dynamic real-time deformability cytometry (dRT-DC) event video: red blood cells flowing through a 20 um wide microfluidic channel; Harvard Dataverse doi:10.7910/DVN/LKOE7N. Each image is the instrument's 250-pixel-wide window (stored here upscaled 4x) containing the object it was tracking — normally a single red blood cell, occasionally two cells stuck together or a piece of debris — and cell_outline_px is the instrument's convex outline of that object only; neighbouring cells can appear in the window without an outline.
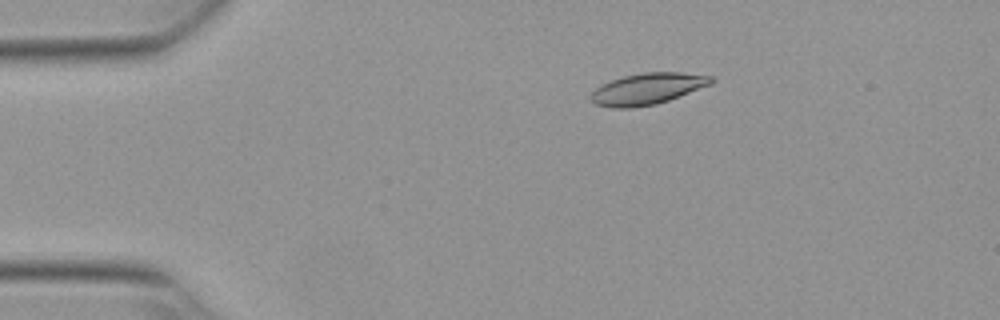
{"species": "Egyptian fruit bat (a non-hibernating species)", "species_latin": "Rousettus aegyptiacus", "temperature_condition": "warm", "stored_images_in_passage": 54, "camera_frame_rate_fps": 3000, "um_per_image_px": 0.085, "animal": {"sex": "female"}, "frame": {"image": 1, "passage_image": 10, "time_ms": 3.0, "image_size_px": [1000, 320], "cell_outline_px": [[716, 80], [712, 84], [668, 100], [656, 104], [632, 108], [612, 108], [596, 104], [588, 96], [600, 84], [624, 76], [644, 72], [680, 72], [712, 76]], "centroid_in_image_um": [55.03, 7.54], "position_along_channel_um": 30.0, "area_um2": 22.02}}
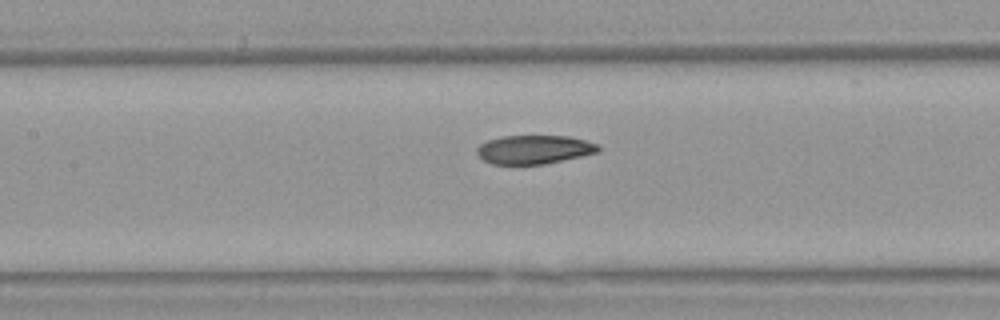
{"frame": {"image": 2, "passage_image": 25, "time_ms": 8.0, "image_size_px": [1000, 320], "cell_outline_px": [[600, 152], [544, 164], [492, 164], [476, 156], [476, 148], [480, 144], [488, 140], [504, 136], [568, 136], [584, 140], [596, 144], [600, 148]], "centroid_in_image_um": [45.37, 12.71], "position_along_channel_um": 162.0, "area_um2": 20.29}}
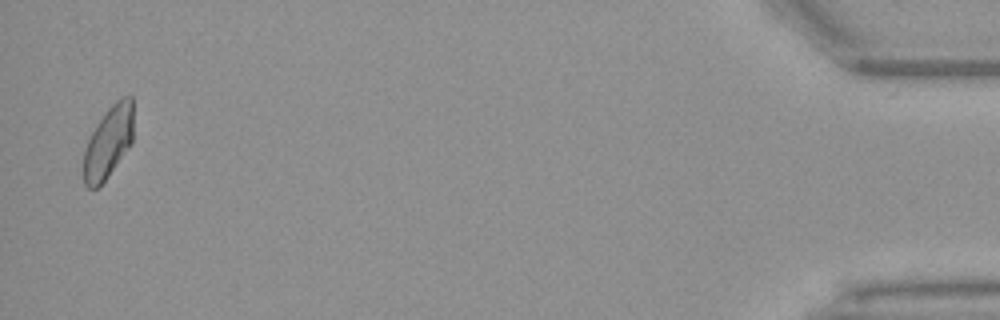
{"frame": {"image": 3, "passage_image": 53, "time_ms": 17.333, "image_size_px": [1000, 320], "cell_outline_px": [[132, 144], [108, 176], [96, 188], [88, 188], [84, 184], [84, 152], [88, 140], [96, 124], [104, 112], [120, 96], [132, 96]], "centroid_in_image_um": [9.22, 12.06], "position_along_channel_um": 426.0, "area_um2": 20.75}, "authors_computed_cell_mechanics": {"area_um2": 21.5016, "velocity_mm_per_s": 3.7932, "shape_relaxation_time_tau1_ms": 6.8509, "shape_relaxation_time_tau2_ms": 2.961, "deformation_change_tau1": 0.168, "deformation_change_tau2": 0.0878}}